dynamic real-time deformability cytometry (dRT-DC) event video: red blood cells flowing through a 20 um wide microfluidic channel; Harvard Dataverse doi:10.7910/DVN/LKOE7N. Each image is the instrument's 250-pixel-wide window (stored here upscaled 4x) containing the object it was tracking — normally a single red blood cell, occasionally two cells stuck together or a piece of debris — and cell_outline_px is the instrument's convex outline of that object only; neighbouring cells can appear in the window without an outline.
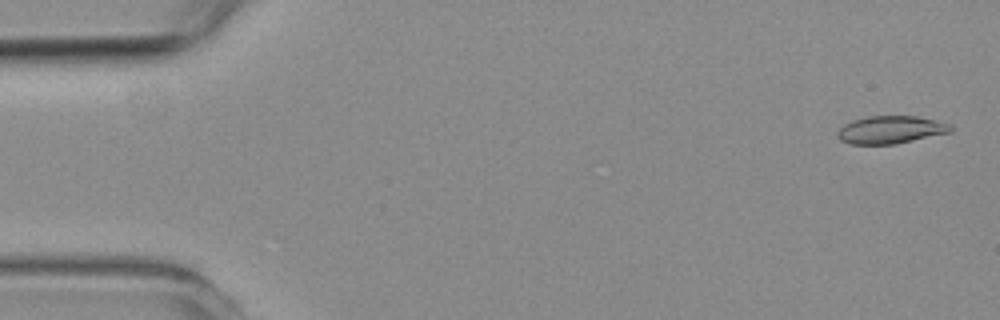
{"species": "common noctule bat (a hibernating species)", "species_latin": "Nyctalus noctula", "temperature_condition": "room temperature", "stored_images_in_passage": 60, "camera_frame_rate_fps": 3000, "um_per_image_px": 0.085, "animal": {"sex": "female", "body_mass_g": 19.3, "forearm_length_mm": 54.1}, "frame": {"image": 1, "passage_image": 2, "time_ms": 0.333, "image_size_px": [1000, 320], "cell_outline_px": [[952, 132], [896, 144], [848, 144], [840, 140], [836, 136], [836, 132], [844, 124], [852, 120], [868, 116], [916, 116], [952, 124]], "centroid_in_image_um": [75.69, 11.03], "position_along_channel_um": 9.3, "area_um2": 18.44}}
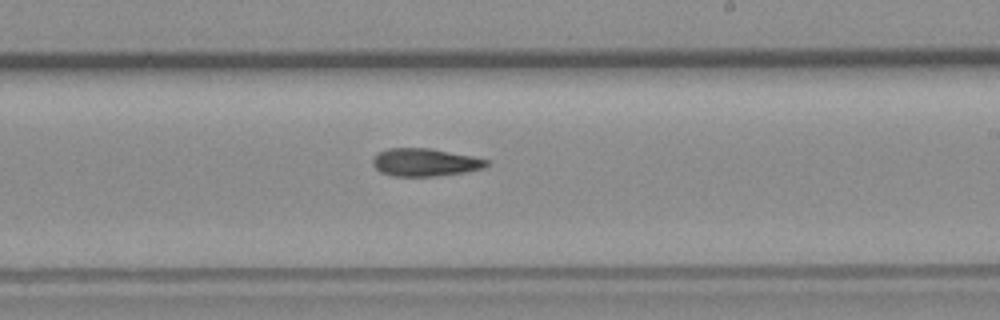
{"frame": {"image": 2, "passage_image": 36, "time_ms": 11.667, "image_size_px": [1000, 320], "cell_outline_px": [[488, 164], [484, 168], [464, 172], [432, 176], [392, 176], [380, 172], [372, 164], [372, 160], [376, 152], [388, 148], [432, 148], [472, 156], [488, 160]], "centroid_in_image_um": [36.08, 13.79], "position_along_channel_um": 252.9, "area_um2": 18.5}}
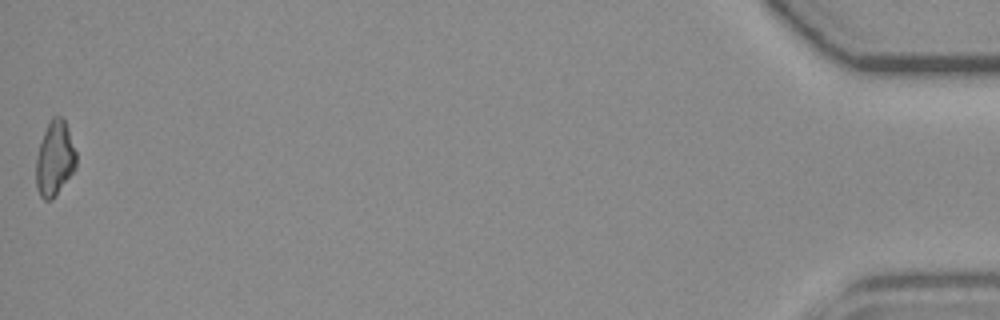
{"frame": {"image": 3, "passage_image": 60, "time_ms": 19.667, "image_size_px": [1000, 320], "cell_outline_px": [[76, 168], [52, 200], [44, 200], [40, 196], [36, 188], [36, 156], [48, 120], [52, 116], [60, 116], [64, 120], [68, 128], [76, 152]], "centroid_in_image_um": [4.64, 13.48], "position_along_channel_um": 430.6, "area_um2": 17.57}}